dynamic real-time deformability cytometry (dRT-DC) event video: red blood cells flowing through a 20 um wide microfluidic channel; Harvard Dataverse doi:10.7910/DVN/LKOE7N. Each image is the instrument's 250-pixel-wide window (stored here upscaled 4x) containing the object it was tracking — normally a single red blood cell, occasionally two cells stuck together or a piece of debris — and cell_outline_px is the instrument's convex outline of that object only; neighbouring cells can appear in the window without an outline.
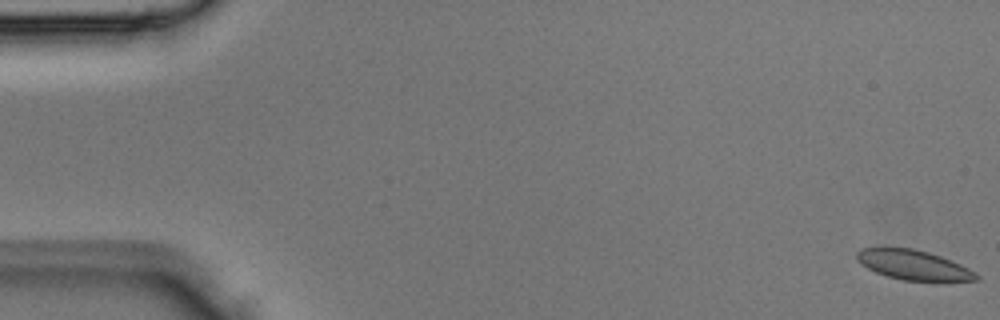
{"species": "Egyptian fruit bat (a non-hibernating species)", "species_latin": "Rousettus aegyptiacus", "temperature_condition": "room temperature", "stored_images_in_passage": 3, "camera_frame_rate_fps": 3000, "um_per_image_px": 0.085, "animal": {"sex": "male"}, "frame": {"image": 1, "passage_image": 1, "time_ms": 0.0, "image_size_px": [1000, 320], "cell_outline_px": [[980, 280], [940, 284], [904, 280], [888, 276], [876, 272], [860, 264], [856, 260], [856, 252], [860, 248], [912, 248], [928, 252], [940, 256], [960, 264], [976, 272], [980, 276]], "centroid_in_image_um": [77.74, 22.58], "position_along_channel_um": 7.3, "area_um2": 21.5}}